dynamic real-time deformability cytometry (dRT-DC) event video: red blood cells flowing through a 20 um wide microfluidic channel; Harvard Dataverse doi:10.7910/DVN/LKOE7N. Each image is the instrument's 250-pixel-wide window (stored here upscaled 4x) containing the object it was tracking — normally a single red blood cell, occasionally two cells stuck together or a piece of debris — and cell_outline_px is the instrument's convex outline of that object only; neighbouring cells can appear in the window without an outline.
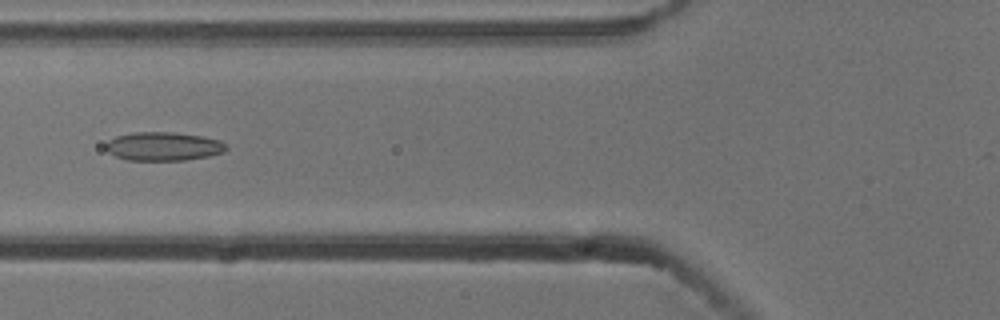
{"species": "common noctule bat (a hibernating species)", "species_latin": "Nyctalus noctula", "temperature_condition": "cold", "stored_images_in_passage": 6, "camera_frame_rate_fps": 3000, "um_per_image_px": 0.085, "animal": {"sex": "male", "body_mass_g": 13.3}, "frame": {"image": 1, "passage_image": 6, "time_ms": 1.667, "image_size_px": [1000, 320], "cell_outline_px": [[228, 148], [224, 152], [208, 156], [184, 160], [128, 160], [116, 156], [108, 152], [104, 148], [104, 144], [108, 140], [116, 136], [132, 132], [176, 132], [200, 136], [220, 140], [228, 144]], "centroid_in_image_um": [13.88, 12.43], "position_along_channel_um": 111.9, "area_um2": 20.29}}